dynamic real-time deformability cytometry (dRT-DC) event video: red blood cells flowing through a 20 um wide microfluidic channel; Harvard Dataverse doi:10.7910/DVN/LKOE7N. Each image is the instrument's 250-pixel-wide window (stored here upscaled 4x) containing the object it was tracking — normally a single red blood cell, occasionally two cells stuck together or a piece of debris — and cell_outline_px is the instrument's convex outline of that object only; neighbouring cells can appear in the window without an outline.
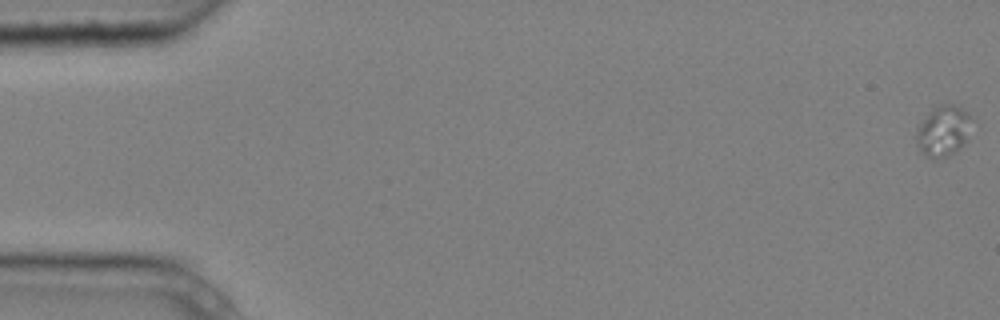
{"species": "common noctule bat (a hibernating species)", "species_latin": "Nyctalus noctula", "temperature_condition": "cold", "stored_images_in_passage": 4, "camera_frame_rate_fps": 3000, "um_per_image_px": 0.085, "animal": {"sex": "male", "body_mass_g": 20.4}, "frame": {"image": 1, "passage_image": 1, "time_ms": 0.0, "image_size_px": [1000, 320], "cell_outline_px": [[972, 116], [964, 144], [952, 152], [944, 156], [928, 156], [920, 148], [916, 140], [916, 128], [932, 108], [936, 104], [960, 104]], "centroid_in_image_um": [80.18, 11.02], "position_along_channel_um": 4.8, "area_um2": 15.95}}